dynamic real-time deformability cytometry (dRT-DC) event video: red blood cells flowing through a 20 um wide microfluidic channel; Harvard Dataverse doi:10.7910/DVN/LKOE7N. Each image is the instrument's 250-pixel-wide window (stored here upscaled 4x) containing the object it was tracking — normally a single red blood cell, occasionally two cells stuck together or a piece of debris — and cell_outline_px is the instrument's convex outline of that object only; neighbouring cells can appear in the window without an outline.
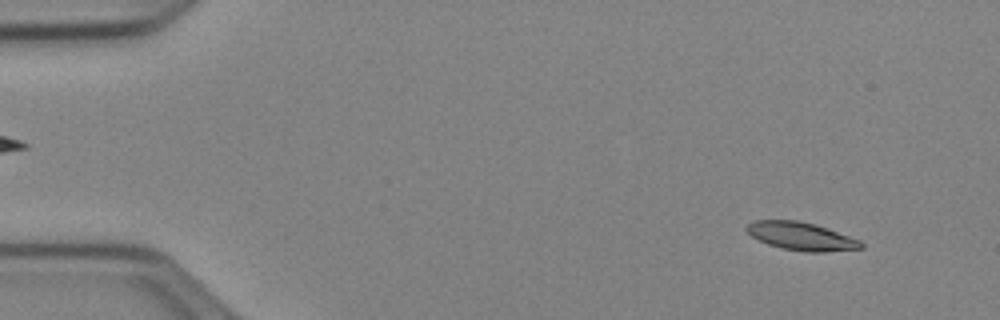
{"species": "Egyptian fruit bat (a non-hibernating species)", "species_latin": "Rousettus aegyptiacus", "temperature_condition": "cold", "stored_images_in_passage": 50, "camera_frame_rate_fps": 3000, "um_per_image_px": 0.085, "animal": {"sex": "female"}, "frame": {"image": 1, "passage_image": 3, "time_ms": 0.667, "image_size_px": [1000, 320], "cell_outline_px": [[864, 248], [824, 252], [804, 252], [784, 248], [768, 244], [752, 236], [744, 228], [748, 224], [756, 220], [796, 220], [816, 224], [828, 228], [860, 240], [864, 244]], "centroid_in_image_um": [68.14, 20.08], "position_along_channel_um": 16.9, "area_um2": 18.67}}
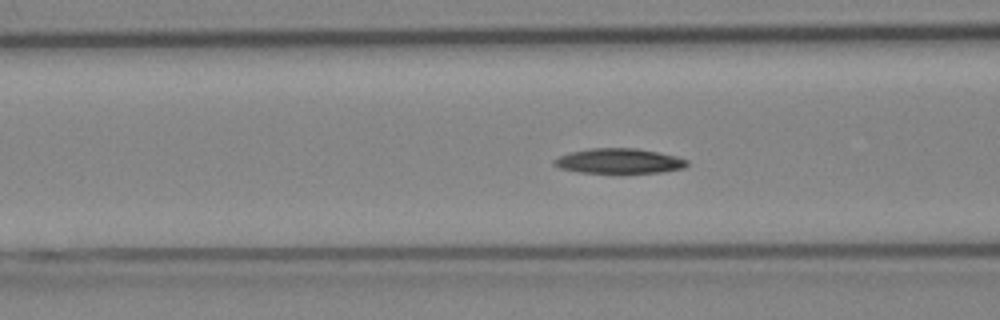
{"frame": {"image": 2, "passage_image": 19, "time_ms": 6.0, "image_size_px": [1000, 320], "cell_outline_px": [[688, 164], [684, 168], [664, 172], [616, 176], [580, 172], [560, 168], [552, 164], [552, 160], [560, 156], [572, 152], [592, 148], [636, 148], [676, 156], [688, 160]], "centroid_in_image_um": [52.63, 13.74], "position_along_channel_um": 114.0, "area_um2": 20.29}}
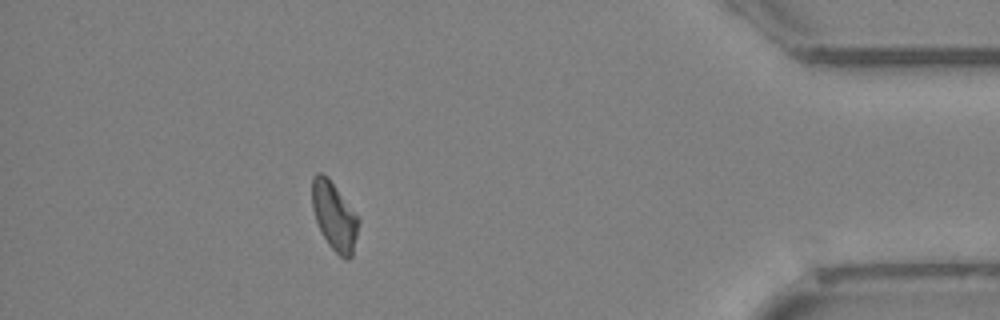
{"frame": {"image": 3, "passage_image": 45, "time_ms": 14.667, "image_size_px": [1000, 320], "cell_outline_px": [[360, 220], [352, 256], [348, 260], [344, 260], [328, 244], [316, 220], [312, 208], [312, 176], [316, 172], [320, 172], [328, 176]], "centroid_in_image_um": [28.41, 18.36], "position_along_channel_um": 406.8, "area_um2": 18.32}}